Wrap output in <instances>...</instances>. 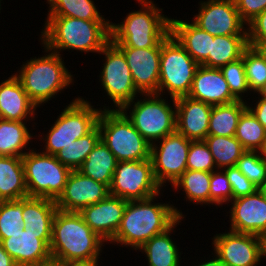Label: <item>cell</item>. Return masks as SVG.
<instances>
[{
	"mask_svg": "<svg viewBox=\"0 0 266 266\" xmlns=\"http://www.w3.org/2000/svg\"><path fill=\"white\" fill-rule=\"evenodd\" d=\"M161 194L163 193L143 200L127 201L120 226L109 243L127 248L129 246L137 252L144 243L165 232L179 218H185L182 210L174 204L158 202Z\"/></svg>",
	"mask_w": 266,
	"mask_h": 266,
	"instance_id": "1",
	"label": "cell"
},
{
	"mask_svg": "<svg viewBox=\"0 0 266 266\" xmlns=\"http://www.w3.org/2000/svg\"><path fill=\"white\" fill-rule=\"evenodd\" d=\"M105 242L79 212L55 213L49 245L53 262L98 264Z\"/></svg>",
	"mask_w": 266,
	"mask_h": 266,
	"instance_id": "2",
	"label": "cell"
},
{
	"mask_svg": "<svg viewBox=\"0 0 266 266\" xmlns=\"http://www.w3.org/2000/svg\"><path fill=\"white\" fill-rule=\"evenodd\" d=\"M44 23L41 45L57 54L65 50L98 54L110 42V21L47 16Z\"/></svg>",
	"mask_w": 266,
	"mask_h": 266,
	"instance_id": "3",
	"label": "cell"
},
{
	"mask_svg": "<svg viewBox=\"0 0 266 266\" xmlns=\"http://www.w3.org/2000/svg\"><path fill=\"white\" fill-rule=\"evenodd\" d=\"M43 49L44 55L31 57L14 73L29 99L37 107L48 103L75 82L74 76L62 59V54L54 53L46 47Z\"/></svg>",
	"mask_w": 266,
	"mask_h": 266,
	"instance_id": "4",
	"label": "cell"
},
{
	"mask_svg": "<svg viewBox=\"0 0 266 266\" xmlns=\"http://www.w3.org/2000/svg\"><path fill=\"white\" fill-rule=\"evenodd\" d=\"M137 11L127 13L121 23L110 22V41L117 47H156L170 33V19L152 0H136Z\"/></svg>",
	"mask_w": 266,
	"mask_h": 266,
	"instance_id": "5",
	"label": "cell"
},
{
	"mask_svg": "<svg viewBox=\"0 0 266 266\" xmlns=\"http://www.w3.org/2000/svg\"><path fill=\"white\" fill-rule=\"evenodd\" d=\"M139 97L120 110L151 145L176 131L175 98L170 97L171 105L164 99L167 97L157 93L140 94Z\"/></svg>",
	"mask_w": 266,
	"mask_h": 266,
	"instance_id": "6",
	"label": "cell"
},
{
	"mask_svg": "<svg viewBox=\"0 0 266 266\" xmlns=\"http://www.w3.org/2000/svg\"><path fill=\"white\" fill-rule=\"evenodd\" d=\"M101 110V107L95 108L91 101L85 100L82 96L71 100L50 125L47 134H38L39 139L45 144L41 152L55 155L62 147L88 134L97 125Z\"/></svg>",
	"mask_w": 266,
	"mask_h": 266,
	"instance_id": "7",
	"label": "cell"
},
{
	"mask_svg": "<svg viewBox=\"0 0 266 266\" xmlns=\"http://www.w3.org/2000/svg\"><path fill=\"white\" fill-rule=\"evenodd\" d=\"M97 125L100 140L115 155L117 162L150 158L151 144L121 110L102 109Z\"/></svg>",
	"mask_w": 266,
	"mask_h": 266,
	"instance_id": "8",
	"label": "cell"
},
{
	"mask_svg": "<svg viewBox=\"0 0 266 266\" xmlns=\"http://www.w3.org/2000/svg\"><path fill=\"white\" fill-rule=\"evenodd\" d=\"M199 64L189 55L176 38L169 33L161 41L158 94L172 98L190 93ZM166 91V92H165Z\"/></svg>",
	"mask_w": 266,
	"mask_h": 266,
	"instance_id": "9",
	"label": "cell"
},
{
	"mask_svg": "<svg viewBox=\"0 0 266 266\" xmlns=\"http://www.w3.org/2000/svg\"><path fill=\"white\" fill-rule=\"evenodd\" d=\"M28 197L57 200L63 193L71 170L55 155L37 152L36 148L22 156Z\"/></svg>",
	"mask_w": 266,
	"mask_h": 266,
	"instance_id": "10",
	"label": "cell"
},
{
	"mask_svg": "<svg viewBox=\"0 0 266 266\" xmlns=\"http://www.w3.org/2000/svg\"><path fill=\"white\" fill-rule=\"evenodd\" d=\"M104 55L99 81L107 98L113 106L103 109L120 110L125 104L133 101L141 93L136 89L131 71L123 52L111 41L98 53ZM111 107V108H110Z\"/></svg>",
	"mask_w": 266,
	"mask_h": 266,
	"instance_id": "11",
	"label": "cell"
},
{
	"mask_svg": "<svg viewBox=\"0 0 266 266\" xmlns=\"http://www.w3.org/2000/svg\"><path fill=\"white\" fill-rule=\"evenodd\" d=\"M156 181L151 159L117 162L109 194L126 201L143 200L162 190Z\"/></svg>",
	"mask_w": 266,
	"mask_h": 266,
	"instance_id": "12",
	"label": "cell"
},
{
	"mask_svg": "<svg viewBox=\"0 0 266 266\" xmlns=\"http://www.w3.org/2000/svg\"><path fill=\"white\" fill-rule=\"evenodd\" d=\"M191 141L175 131L151 145L154 176L161 187L172 185L187 170Z\"/></svg>",
	"mask_w": 266,
	"mask_h": 266,
	"instance_id": "13",
	"label": "cell"
},
{
	"mask_svg": "<svg viewBox=\"0 0 266 266\" xmlns=\"http://www.w3.org/2000/svg\"><path fill=\"white\" fill-rule=\"evenodd\" d=\"M198 4V13L191 21L202 30L213 36L247 35V24L234 0H201Z\"/></svg>",
	"mask_w": 266,
	"mask_h": 266,
	"instance_id": "14",
	"label": "cell"
},
{
	"mask_svg": "<svg viewBox=\"0 0 266 266\" xmlns=\"http://www.w3.org/2000/svg\"><path fill=\"white\" fill-rule=\"evenodd\" d=\"M215 255L225 266H257L262 261V240L260 236L239 233L232 230L213 236ZM259 263V264H258Z\"/></svg>",
	"mask_w": 266,
	"mask_h": 266,
	"instance_id": "15",
	"label": "cell"
},
{
	"mask_svg": "<svg viewBox=\"0 0 266 266\" xmlns=\"http://www.w3.org/2000/svg\"><path fill=\"white\" fill-rule=\"evenodd\" d=\"M229 203V230L260 237L266 234V194L262 189Z\"/></svg>",
	"mask_w": 266,
	"mask_h": 266,
	"instance_id": "16",
	"label": "cell"
},
{
	"mask_svg": "<svg viewBox=\"0 0 266 266\" xmlns=\"http://www.w3.org/2000/svg\"><path fill=\"white\" fill-rule=\"evenodd\" d=\"M118 48L125 56L136 89L141 94H158L161 42L149 48Z\"/></svg>",
	"mask_w": 266,
	"mask_h": 266,
	"instance_id": "17",
	"label": "cell"
},
{
	"mask_svg": "<svg viewBox=\"0 0 266 266\" xmlns=\"http://www.w3.org/2000/svg\"><path fill=\"white\" fill-rule=\"evenodd\" d=\"M109 195V187L72 170L67 178L63 193L55 201L59 210L80 212L88 205L98 203Z\"/></svg>",
	"mask_w": 266,
	"mask_h": 266,
	"instance_id": "18",
	"label": "cell"
},
{
	"mask_svg": "<svg viewBox=\"0 0 266 266\" xmlns=\"http://www.w3.org/2000/svg\"><path fill=\"white\" fill-rule=\"evenodd\" d=\"M0 242L18 266H49L53 262L49 249L51 239H40V233H33L29 228Z\"/></svg>",
	"mask_w": 266,
	"mask_h": 266,
	"instance_id": "19",
	"label": "cell"
},
{
	"mask_svg": "<svg viewBox=\"0 0 266 266\" xmlns=\"http://www.w3.org/2000/svg\"><path fill=\"white\" fill-rule=\"evenodd\" d=\"M126 204V200L109 194L105 199L88 205L79 213L85 223L109 244L120 226Z\"/></svg>",
	"mask_w": 266,
	"mask_h": 266,
	"instance_id": "20",
	"label": "cell"
},
{
	"mask_svg": "<svg viewBox=\"0 0 266 266\" xmlns=\"http://www.w3.org/2000/svg\"><path fill=\"white\" fill-rule=\"evenodd\" d=\"M176 131L192 141L204 140L208 135L212 105L182 96L175 99Z\"/></svg>",
	"mask_w": 266,
	"mask_h": 266,
	"instance_id": "21",
	"label": "cell"
},
{
	"mask_svg": "<svg viewBox=\"0 0 266 266\" xmlns=\"http://www.w3.org/2000/svg\"><path fill=\"white\" fill-rule=\"evenodd\" d=\"M187 96L212 106L237 101L220 68H209L203 65L198 66Z\"/></svg>",
	"mask_w": 266,
	"mask_h": 266,
	"instance_id": "22",
	"label": "cell"
},
{
	"mask_svg": "<svg viewBox=\"0 0 266 266\" xmlns=\"http://www.w3.org/2000/svg\"><path fill=\"white\" fill-rule=\"evenodd\" d=\"M38 107L29 99L18 78L12 74L0 83V118L13 121L35 120ZM31 118V119H30Z\"/></svg>",
	"mask_w": 266,
	"mask_h": 266,
	"instance_id": "23",
	"label": "cell"
},
{
	"mask_svg": "<svg viewBox=\"0 0 266 266\" xmlns=\"http://www.w3.org/2000/svg\"><path fill=\"white\" fill-rule=\"evenodd\" d=\"M190 22L171 18L170 33L199 65H204L211 53V38L214 36Z\"/></svg>",
	"mask_w": 266,
	"mask_h": 266,
	"instance_id": "24",
	"label": "cell"
},
{
	"mask_svg": "<svg viewBox=\"0 0 266 266\" xmlns=\"http://www.w3.org/2000/svg\"><path fill=\"white\" fill-rule=\"evenodd\" d=\"M183 219L185 218H179L169 229L154 236L138 249L142 254L145 253L148 266H183L181 265L182 252L171 236Z\"/></svg>",
	"mask_w": 266,
	"mask_h": 266,
	"instance_id": "25",
	"label": "cell"
},
{
	"mask_svg": "<svg viewBox=\"0 0 266 266\" xmlns=\"http://www.w3.org/2000/svg\"><path fill=\"white\" fill-rule=\"evenodd\" d=\"M58 208L55 200L43 197L23 198V227L40 233V239L52 238V222Z\"/></svg>",
	"mask_w": 266,
	"mask_h": 266,
	"instance_id": "26",
	"label": "cell"
},
{
	"mask_svg": "<svg viewBox=\"0 0 266 266\" xmlns=\"http://www.w3.org/2000/svg\"><path fill=\"white\" fill-rule=\"evenodd\" d=\"M28 197L22 157L0 156V201Z\"/></svg>",
	"mask_w": 266,
	"mask_h": 266,
	"instance_id": "27",
	"label": "cell"
},
{
	"mask_svg": "<svg viewBox=\"0 0 266 266\" xmlns=\"http://www.w3.org/2000/svg\"><path fill=\"white\" fill-rule=\"evenodd\" d=\"M26 123L0 118V156L22 157L31 150L34 137Z\"/></svg>",
	"mask_w": 266,
	"mask_h": 266,
	"instance_id": "28",
	"label": "cell"
},
{
	"mask_svg": "<svg viewBox=\"0 0 266 266\" xmlns=\"http://www.w3.org/2000/svg\"><path fill=\"white\" fill-rule=\"evenodd\" d=\"M116 165L115 155L102 140H99L78 171L96 182L104 183L110 187Z\"/></svg>",
	"mask_w": 266,
	"mask_h": 266,
	"instance_id": "29",
	"label": "cell"
},
{
	"mask_svg": "<svg viewBox=\"0 0 266 266\" xmlns=\"http://www.w3.org/2000/svg\"><path fill=\"white\" fill-rule=\"evenodd\" d=\"M248 46L247 35L214 36L211 38V53H209L208 61L203 66L221 68L241 58Z\"/></svg>",
	"mask_w": 266,
	"mask_h": 266,
	"instance_id": "30",
	"label": "cell"
},
{
	"mask_svg": "<svg viewBox=\"0 0 266 266\" xmlns=\"http://www.w3.org/2000/svg\"><path fill=\"white\" fill-rule=\"evenodd\" d=\"M211 172L186 170L172 185L174 190H182L189 203L196 205H210Z\"/></svg>",
	"mask_w": 266,
	"mask_h": 266,
	"instance_id": "31",
	"label": "cell"
},
{
	"mask_svg": "<svg viewBox=\"0 0 266 266\" xmlns=\"http://www.w3.org/2000/svg\"><path fill=\"white\" fill-rule=\"evenodd\" d=\"M247 102L237 100L229 104L212 106L208 135L235 136L236 128Z\"/></svg>",
	"mask_w": 266,
	"mask_h": 266,
	"instance_id": "32",
	"label": "cell"
},
{
	"mask_svg": "<svg viewBox=\"0 0 266 266\" xmlns=\"http://www.w3.org/2000/svg\"><path fill=\"white\" fill-rule=\"evenodd\" d=\"M100 140V131L96 125L88 134L62 147L55 157L71 171L78 170Z\"/></svg>",
	"mask_w": 266,
	"mask_h": 266,
	"instance_id": "33",
	"label": "cell"
},
{
	"mask_svg": "<svg viewBox=\"0 0 266 266\" xmlns=\"http://www.w3.org/2000/svg\"><path fill=\"white\" fill-rule=\"evenodd\" d=\"M204 141L213 156L217 169L236 166L237 161L246 151L235 136L207 135Z\"/></svg>",
	"mask_w": 266,
	"mask_h": 266,
	"instance_id": "34",
	"label": "cell"
},
{
	"mask_svg": "<svg viewBox=\"0 0 266 266\" xmlns=\"http://www.w3.org/2000/svg\"><path fill=\"white\" fill-rule=\"evenodd\" d=\"M49 4L47 16H65L88 21H110L105 19L93 0H46Z\"/></svg>",
	"mask_w": 266,
	"mask_h": 266,
	"instance_id": "35",
	"label": "cell"
},
{
	"mask_svg": "<svg viewBox=\"0 0 266 266\" xmlns=\"http://www.w3.org/2000/svg\"><path fill=\"white\" fill-rule=\"evenodd\" d=\"M235 137L249 151H265L266 129L246 108L238 121Z\"/></svg>",
	"mask_w": 266,
	"mask_h": 266,
	"instance_id": "36",
	"label": "cell"
},
{
	"mask_svg": "<svg viewBox=\"0 0 266 266\" xmlns=\"http://www.w3.org/2000/svg\"><path fill=\"white\" fill-rule=\"evenodd\" d=\"M236 167L244 174L257 188L261 189L266 183V154L261 151L246 150Z\"/></svg>",
	"mask_w": 266,
	"mask_h": 266,
	"instance_id": "37",
	"label": "cell"
},
{
	"mask_svg": "<svg viewBox=\"0 0 266 266\" xmlns=\"http://www.w3.org/2000/svg\"><path fill=\"white\" fill-rule=\"evenodd\" d=\"M22 214L23 198L0 201V241L24 228Z\"/></svg>",
	"mask_w": 266,
	"mask_h": 266,
	"instance_id": "38",
	"label": "cell"
},
{
	"mask_svg": "<svg viewBox=\"0 0 266 266\" xmlns=\"http://www.w3.org/2000/svg\"><path fill=\"white\" fill-rule=\"evenodd\" d=\"M243 63L248 88L254 95L266 83V63L251 46L243 52Z\"/></svg>",
	"mask_w": 266,
	"mask_h": 266,
	"instance_id": "39",
	"label": "cell"
},
{
	"mask_svg": "<svg viewBox=\"0 0 266 266\" xmlns=\"http://www.w3.org/2000/svg\"><path fill=\"white\" fill-rule=\"evenodd\" d=\"M232 95L240 101H244L245 94H252L246 81L243 55L236 61L230 62L220 68ZM250 93V94H249Z\"/></svg>",
	"mask_w": 266,
	"mask_h": 266,
	"instance_id": "40",
	"label": "cell"
},
{
	"mask_svg": "<svg viewBox=\"0 0 266 266\" xmlns=\"http://www.w3.org/2000/svg\"><path fill=\"white\" fill-rule=\"evenodd\" d=\"M216 169L213 156L205 141H191L187 156V170L213 172Z\"/></svg>",
	"mask_w": 266,
	"mask_h": 266,
	"instance_id": "41",
	"label": "cell"
},
{
	"mask_svg": "<svg viewBox=\"0 0 266 266\" xmlns=\"http://www.w3.org/2000/svg\"><path fill=\"white\" fill-rule=\"evenodd\" d=\"M232 200V190L223 169H216L211 172L210 178V204L222 207L224 204H229Z\"/></svg>",
	"mask_w": 266,
	"mask_h": 266,
	"instance_id": "42",
	"label": "cell"
},
{
	"mask_svg": "<svg viewBox=\"0 0 266 266\" xmlns=\"http://www.w3.org/2000/svg\"><path fill=\"white\" fill-rule=\"evenodd\" d=\"M223 170L231 186L232 199L253 194L259 189L236 166L226 167Z\"/></svg>",
	"mask_w": 266,
	"mask_h": 266,
	"instance_id": "43",
	"label": "cell"
},
{
	"mask_svg": "<svg viewBox=\"0 0 266 266\" xmlns=\"http://www.w3.org/2000/svg\"><path fill=\"white\" fill-rule=\"evenodd\" d=\"M248 44H266V10L247 24Z\"/></svg>",
	"mask_w": 266,
	"mask_h": 266,
	"instance_id": "44",
	"label": "cell"
},
{
	"mask_svg": "<svg viewBox=\"0 0 266 266\" xmlns=\"http://www.w3.org/2000/svg\"><path fill=\"white\" fill-rule=\"evenodd\" d=\"M241 19L248 24L266 10V0H234Z\"/></svg>",
	"mask_w": 266,
	"mask_h": 266,
	"instance_id": "45",
	"label": "cell"
},
{
	"mask_svg": "<svg viewBox=\"0 0 266 266\" xmlns=\"http://www.w3.org/2000/svg\"><path fill=\"white\" fill-rule=\"evenodd\" d=\"M258 98V100H257ZM257 100V101H256ZM247 102V108L252 112L255 118L264 126L266 129V99L256 97L254 104ZM249 103V104H248ZM254 105V106H252Z\"/></svg>",
	"mask_w": 266,
	"mask_h": 266,
	"instance_id": "46",
	"label": "cell"
},
{
	"mask_svg": "<svg viewBox=\"0 0 266 266\" xmlns=\"http://www.w3.org/2000/svg\"><path fill=\"white\" fill-rule=\"evenodd\" d=\"M0 266H18L15 260L4 250L0 242Z\"/></svg>",
	"mask_w": 266,
	"mask_h": 266,
	"instance_id": "47",
	"label": "cell"
},
{
	"mask_svg": "<svg viewBox=\"0 0 266 266\" xmlns=\"http://www.w3.org/2000/svg\"><path fill=\"white\" fill-rule=\"evenodd\" d=\"M212 255L214 256L209 260H203V262H199L198 265H192V266H225V264L215 255V253L212 252Z\"/></svg>",
	"mask_w": 266,
	"mask_h": 266,
	"instance_id": "48",
	"label": "cell"
},
{
	"mask_svg": "<svg viewBox=\"0 0 266 266\" xmlns=\"http://www.w3.org/2000/svg\"><path fill=\"white\" fill-rule=\"evenodd\" d=\"M249 46L253 47L263 58L264 62L266 63V44H248Z\"/></svg>",
	"mask_w": 266,
	"mask_h": 266,
	"instance_id": "49",
	"label": "cell"
},
{
	"mask_svg": "<svg viewBox=\"0 0 266 266\" xmlns=\"http://www.w3.org/2000/svg\"><path fill=\"white\" fill-rule=\"evenodd\" d=\"M49 266H99V264L52 262Z\"/></svg>",
	"mask_w": 266,
	"mask_h": 266,
	"instance_id": "50",
	"label": "cell"
},
{
	"mask_svg": "<svg viewBox=\"0 0 266 266\" xmlns=\"http://www.w3.org/2000/svg\"><path fill=\"white\" fill-rule=\"evenodd\" d=\"M258 97L266 99V83L256 93Z\"/></svg>",
	"mask_w": 266,
	"mask_h": 266,
	"instance_id": "51",
	"label": "cell"
},
{
	"mask_svg": "<svg viewBox=\"0 0 266 266\" xmlns=\"http://www.w3.org/2000/svg\"><path fill=\"white\" fill-rule=\"evenodd\" d=\"M262 240V258L266 259V234L261 237Z\"/></svg>",
	"mask_w": 266,
	"mask_h": 266,
	"instance_id": "52",
	"label": "cell"
},
{
	"mask_svg": "<svg viewBox=\"0 0 266 266\" xmlns=\"http://www.w3.org/2000/svg\"><path fill=\"white\" fill-rule=\"evenodd\" d=\"M263 191H264V193L266 194V183H265V185L261 188Z\"/></svg>",
	"mask_w": 266,
	"mask_h": 266,
	"instance_id": "53",
	"label": "cell"
},
{
	"mask_svg": "<svg viewBox=\"0 0 266 266\" xmlns=\"http://www.w3.org/2000/svg\"><path fill=\"white\" fill-rule=\"evenodd\" d=\"M1 1H3V0H0V13H1V9H2V7H1V3H2V2H1Z\"/></svg>",
	"mask_w": 266,
	"mask_h": 266,
	"instance_id": "54",
	"label": "cell"
}]
</instances>
